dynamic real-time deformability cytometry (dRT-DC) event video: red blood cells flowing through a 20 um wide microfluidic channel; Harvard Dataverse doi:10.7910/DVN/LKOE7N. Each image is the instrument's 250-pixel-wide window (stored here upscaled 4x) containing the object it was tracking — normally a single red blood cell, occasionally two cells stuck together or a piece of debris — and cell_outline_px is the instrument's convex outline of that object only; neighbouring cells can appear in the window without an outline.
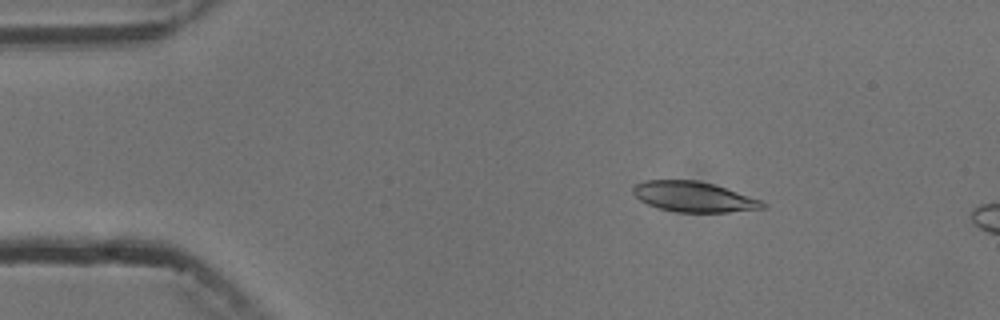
{"species": "common noctule bat (a hibernating species)", "species_latin": "Nyctalus noctula", "temperature_condition": "cold", "stored_images_in_passage": 4, "camera_frame_rate_fps": 3000, "um_per_image_px": 0.085, "animal": {"sex": "male", "body_mass_g": 13.3}, "frame": {"image": 1, "passage_image": 2, "time_ms": 2.0, "image_size_px": [1000, 320], "cell_outline_px": [[764, 208], [728, 212], [676, 212], [660, 208], [648, 204], [640, 200], [632, 192], [632, 188], [636, 184], [644, 180], [696, 180], [712, 184], [760, 200], [764, 204]], "centroid_in_image_um": [58.9, 16.72], "position_along_channel_um": 26.1, "area_um2": 22.43}}